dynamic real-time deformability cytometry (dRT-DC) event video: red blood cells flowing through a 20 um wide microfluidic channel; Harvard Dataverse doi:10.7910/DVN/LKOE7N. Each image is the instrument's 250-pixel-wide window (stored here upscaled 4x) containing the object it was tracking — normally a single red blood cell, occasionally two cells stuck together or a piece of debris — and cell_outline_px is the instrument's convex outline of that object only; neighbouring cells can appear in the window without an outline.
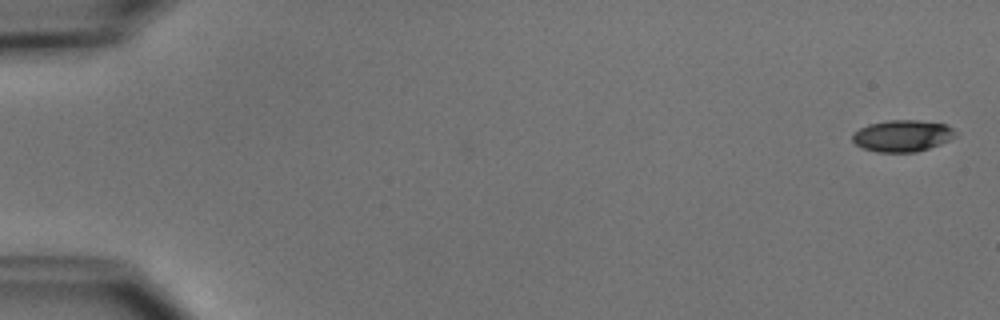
{"species": "common noctule bat (a hibernating species)", "species_latin": "Nyctalus noctula", "temperature_condition": "cold", "stored_images_in_passage": 2, "camera_frame_rate_fps": 3000, "um_per_image_px": 0.085, "animal": {"sex": "male", "body_mass_g": 15.6}, "frame": {"image": 1, "passage_image": 2, "time_ms": 1.333, "image_size_px": [1000, 320], "cell_outline_px": [[956, 136], [940, 144], [916, 152], [876, 152], [864, 148], [856, 144], [852, 140], [852, 136], [860, 128], [868, 124], [888, 120], [916, 120], [948, 124], [956, 132]], "centroid_in_image_um": [76.72, 11.54], "position_along_channel_um": 8.3, "area_um2": 18.9}}